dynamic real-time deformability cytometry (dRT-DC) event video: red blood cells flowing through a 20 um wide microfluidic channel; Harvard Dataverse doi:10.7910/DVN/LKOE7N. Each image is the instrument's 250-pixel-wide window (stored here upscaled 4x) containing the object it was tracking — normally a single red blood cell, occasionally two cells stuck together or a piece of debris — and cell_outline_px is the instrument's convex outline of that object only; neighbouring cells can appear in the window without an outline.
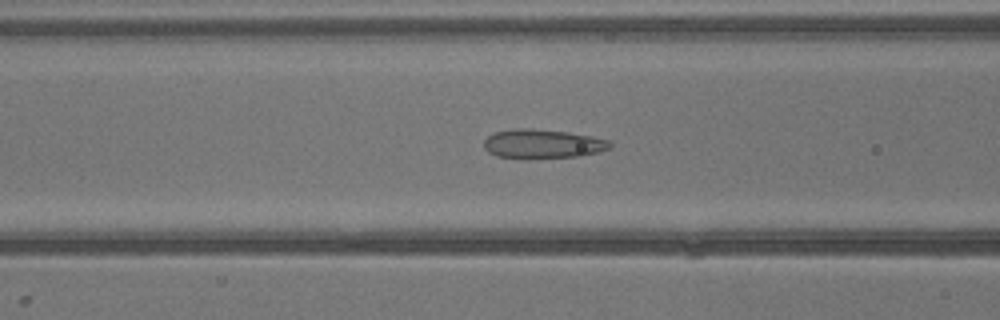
{"species": "common noctule bat (a hibernating species)", "species_latin": "Nyctalus noctula", "temperature_condition": "warm", "stored_images_in_passage": 28, "camera_frame_rate_fps": 3000, "um_per_image_px": 0.085, "animal": {"sex": "male", "body_mass_g": 13.3}, "frame": {"image": 1, "passage_image": 5, "time_ms": 1.333, "image_size_px": [1000, 320], "cell_outline_px": [[612, 148], [600, 152], [576, 156], [524, 160], [496, 156], [488, 152], [484, 148], [484, 140], [488, 136], [496, 132], [516, 128], [532, 128], [568, 132], [592, 136], [608, 140], [612, 144]], "centroid_in_image_um": [46.11, 12.25], "position_along_channel_um": 120.5, "area_um2": 21.85}}
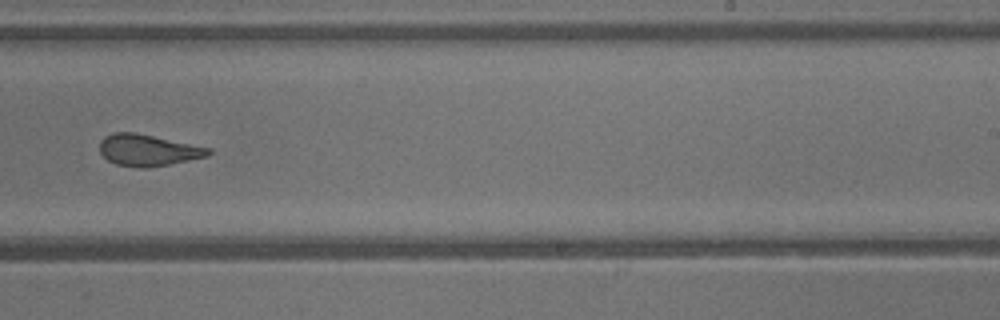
{"frame": {"image": 2, "passage_image": 14, "time_ms": 4.333, "image_size_px": [1000, 320], "cell_outline_px": [[212, 152], [208, 156], [148, 168], [140, 168], [116, 164], [108, 160], [100, 152], [100, 140], [104, 136], [112, 132], [136, 132], [212, 148]], "centroid_in_image_um": [12.57, 12.75], "position_along_channel_um": 276.4, "area_um2": 20.06}}
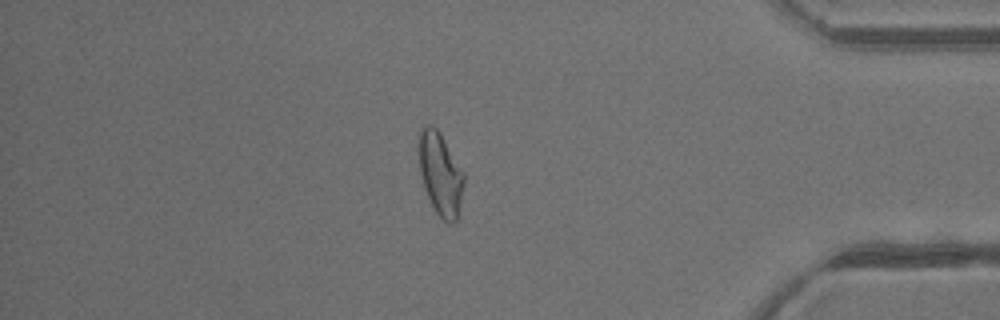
{"frame": {"image": 3, "passage_image": 23, "time_ms": 7.333, "image_size_px": [1000, 320], "cell_outline_px": [[464, 184], [456, 220], [452, 224], [448, 224], [436, 212], [424, 188], [420, 172], [416, 144], [420, 128], [424, 124], [432, 124], [440, 132], [464, 172]], "centroid_in_image_um": [37.39, 14.69], "position_along_channel_um": 397.8, "area_um2": 22.08}}